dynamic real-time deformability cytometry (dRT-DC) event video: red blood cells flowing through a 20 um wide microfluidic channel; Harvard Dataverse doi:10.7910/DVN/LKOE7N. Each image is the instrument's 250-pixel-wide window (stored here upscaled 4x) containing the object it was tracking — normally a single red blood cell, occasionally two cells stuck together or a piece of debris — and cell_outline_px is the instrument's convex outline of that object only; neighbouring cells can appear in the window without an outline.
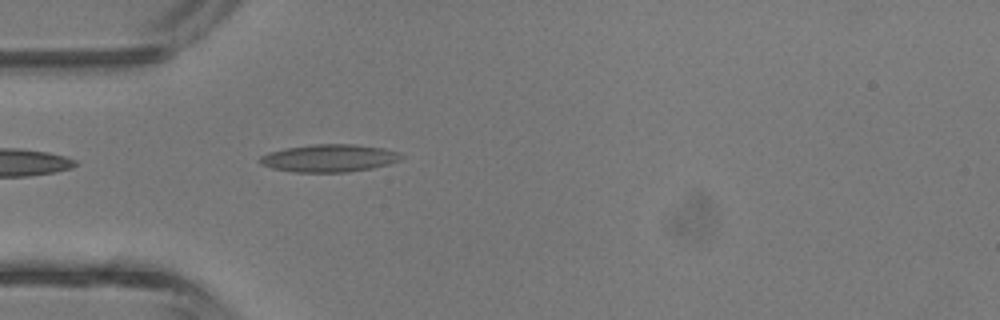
{"species": "common noctule bat (a hibernating species)", "species_latin": "Nyctalus noctula", "temperature_condition": "room temperature", "stored_images_in_passage": 27, "camera_frame_rate_fps": 3000, "um_per_image_px": 0.085, "animal": {"sex": "male", "body_mass_g": 13.3}, "frame": {"image": 1, "passage_image": 1, "time_ms": 0.0, "image_size_px": [1000, 320], "cell_outline_px": [[404, 156], [400, 160], [388, 164], [372, 168], [348, 172], [292, 172], [272, 168], [260, 164], [256, 160], [260, 156], [268, 152], [284, 148], [312, 144], [356, 144], [384, 148], [396, 152]], "centroid_in_image_um": [27.93, 13.44], "position_along_channel_um": 57.1, "area_um2": 22.95}}
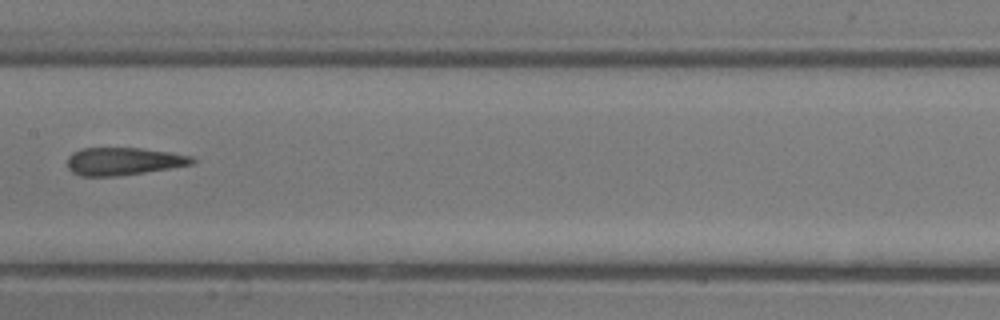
{"frame": {"image": 2, "passage_image": 10, "time_ms": 3.0, "image_size_px": [1000, 320], "cell_outline_px": [[196, 160], [192, 164], [144, 172], [116, 176], [80, 176], [72, 172], [68, 168], [68, 156], [72, 152], [80, 148], [140, 148], [168, 152], [192, 156]], "centroid_in_image_um": [10.44, 13.7], "position_along_channel_um": 197.0, "area_um2": 20.0}}
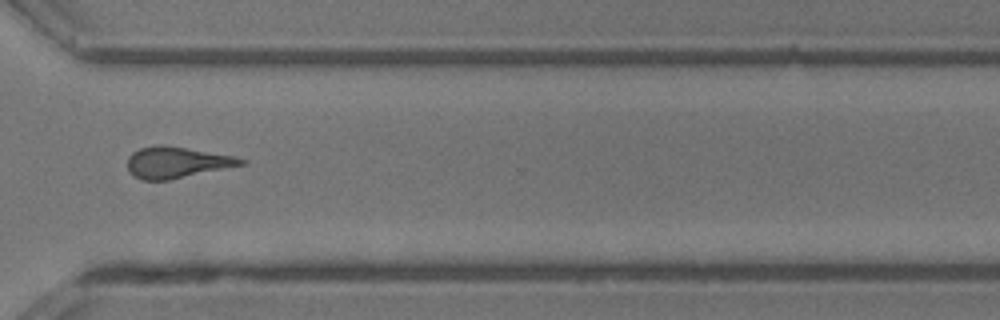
{"frame": {"image": 3, "passage_image": 20, "time_ms": 6.333, "image_size_px": [1000, 320], "cell_outline_px": [[248, 160], [244, 164], [168, 180], [144, 180], [128, 172], [128, 156], [132, 152], [140, 148], [156, 144], [164, 144], [236, 156]], "centroid_in_image_um": [15.01, 13.78], "position_along_channel_um": 355.6, "area_um2": 20.63}, "authors_computed_cell_mechanics": {"area_um2": 20.6346, "velocity_mm_per_s": 4.771, "shape_relaxation_time_tau1_ms": null, "shape_relaxation_time_tau2_ms": 1.9113, "deformation_change_tau1": null, "deformation_change_tau2": 0.1262}}